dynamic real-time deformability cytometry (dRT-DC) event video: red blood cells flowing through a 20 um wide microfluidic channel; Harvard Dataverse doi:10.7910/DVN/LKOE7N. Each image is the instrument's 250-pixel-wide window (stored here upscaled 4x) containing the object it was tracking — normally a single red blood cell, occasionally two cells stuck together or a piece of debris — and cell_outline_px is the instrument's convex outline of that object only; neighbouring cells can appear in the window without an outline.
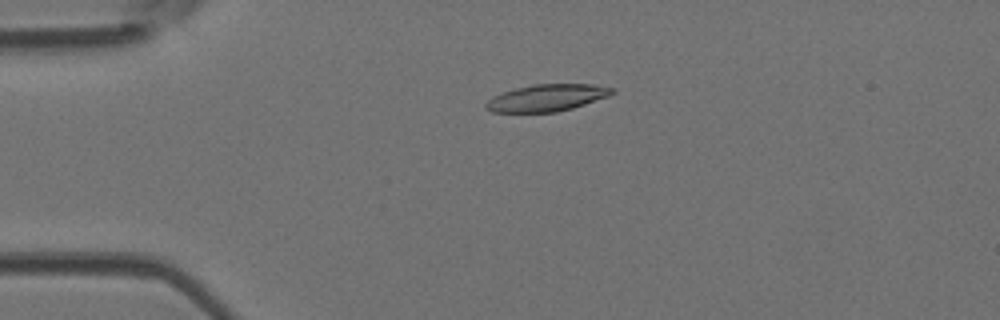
{"species": "Egyptian fruit bat (a non-hibernating species)", "species_latin": "Rousettus aegyptiacus", "temperature_condition": "room temperature", "stored_images_in_passage": 6, "camera_frame_rate_fps": 3000, "um_per_image_px": 0.085, "animal": {"sex": "female"}, "frame": {"image": 1, "passage_image": 4, "time_ms": 1.0, "image_size_px": [1000, 320], "cell_outline_px": [[616, 92], [608, 96], [572, 108], [556, 112], [492, 112], [484, 108], [484, 104], [488, 100], [504, 92], [516, 88], [536, 84], [596, 84], [612, 88]], "centroid_in_image_um": [46.49, 8.31], "position_along_channel_um": 38.5, "area_um2": 19.59}}
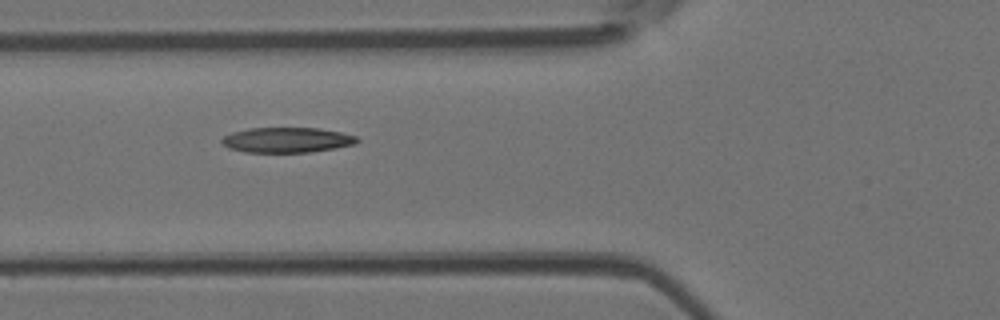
{"frame": {"image": 2, "passage_image": 6, "time_ms": 1.667, "image_size_px": [1000, 320], "cell_outline_px": [[360, 140], [356, 144], [336, 148], [308, 152], [244, 152], [228, 148], [220, 140], [224, 136], [232, 132], [248, 128], [320, 128], [340, 132], [356, 136]], "centroid_in_image_um": [24.4, 11.89], "position_along_channel_um": 101.4, "area_um2": 19.88}}